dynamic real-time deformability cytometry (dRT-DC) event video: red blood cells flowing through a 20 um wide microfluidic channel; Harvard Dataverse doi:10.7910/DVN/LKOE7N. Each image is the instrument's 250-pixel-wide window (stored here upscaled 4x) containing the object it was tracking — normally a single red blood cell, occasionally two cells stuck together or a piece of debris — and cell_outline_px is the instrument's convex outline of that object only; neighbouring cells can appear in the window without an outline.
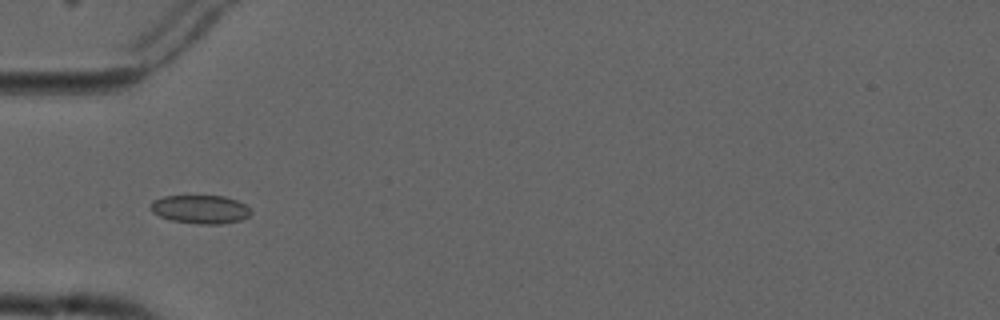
{"species": "common noctule bat (a hibernating species)", "species_latin": "Nyctalus noctula", "temperature_condition": "cold", "stored_images_in_passage": 6, "camera_frame_rate_fps": 3000, "um_per_image_px": 0.085, "animal": {"sex": "male", "forearm_length_mm": 52.5}, "frame": {"image": 1, "passage_image": 6, "time_ms": 6.0, "image_size_px": [1000, 320], "cell_outline_px": [[252, 212], [248, 216], [240, 220], [220, 224], [196, 224], [172, 220], [160, 216], [152, 212], [148, 208], [152, 200], [164, 196], [224, 196], [236, 200], [244, 204]], "centroid_in_image_um": [16.99, 17.79], "position_along_channel_um": 68.0, "area_um2": 16.65}}